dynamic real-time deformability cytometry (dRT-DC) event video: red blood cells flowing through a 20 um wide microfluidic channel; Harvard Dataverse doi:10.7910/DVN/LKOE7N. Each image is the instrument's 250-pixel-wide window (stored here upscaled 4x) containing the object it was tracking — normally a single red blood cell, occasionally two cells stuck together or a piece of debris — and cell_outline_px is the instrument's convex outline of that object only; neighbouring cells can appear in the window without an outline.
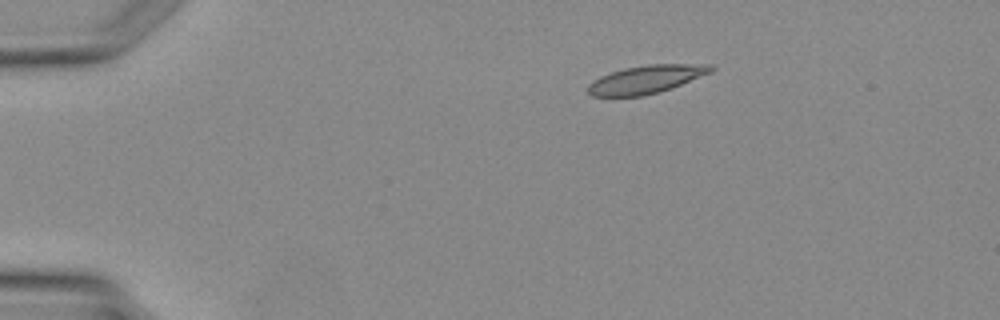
{"species": "Egyptian fruit bat (a non-hibernating species)", "species_latin": "Rousettus aegyptiacus", "temperature_condition": "warm", "stored_images_in_passage": 3, "camera_frame_rate_fps": 3000, "um_per_image_px": 0.085, "animal": {"sex": "female"}, "frame": {"image": 1, "passage_image": 2, "time_ms": 1.333, "image_size_px": [1000, 320], "cell_outline_px": [[716, 68], [712, 72], [672, 88], [660, 92], [644, 96], [592, 96], [588, 92], [588, 84], [592, 80], [600, 76], [624, 68], [648, 64], [712, 64]], "centroid_in_image_um": [54.95, 6.74], "position_along_channel_um": 30.1, "area_um2": 20.29}}